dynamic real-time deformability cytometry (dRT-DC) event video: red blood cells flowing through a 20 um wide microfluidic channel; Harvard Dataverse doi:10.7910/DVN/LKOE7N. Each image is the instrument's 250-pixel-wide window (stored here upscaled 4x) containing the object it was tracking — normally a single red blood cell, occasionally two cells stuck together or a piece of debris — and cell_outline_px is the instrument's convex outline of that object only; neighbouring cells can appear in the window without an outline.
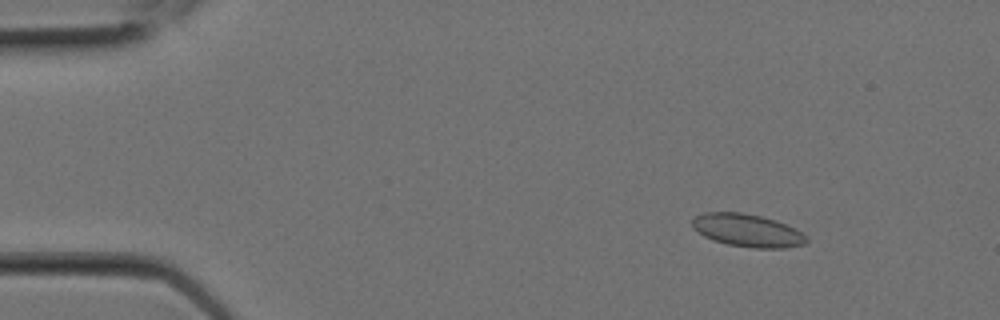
{"species": "Egyptian fruit bat (a non-hibernating species)", "species_latin": "Rousettus aegyptiacus", "temperature_condition": "room temperature", "stored_images_in_passage": 6, "camera_frame_rate_fps": 3000, "um_per_image_px": 0.085, "animal": {"sex": "female"}, "frame": {"image": 1, "passage_image": 1, "time_ms": 0.0, "image_size_px": [1000, 320], "cell_outline_px": [[808, 240], [804, 244], [784, 248], [752, 248], [728, 244], [712, 240], [704, 236], [692, 228], [692, 220], [696, 216], [704, 212], [740, 212], [760, 216], [776, 220], [796, 228], [808, 236]], "centroid_in_image_um": [63.54, 19.59], "position_along_channel_um": 21.5, "area_um2": 21.96}}
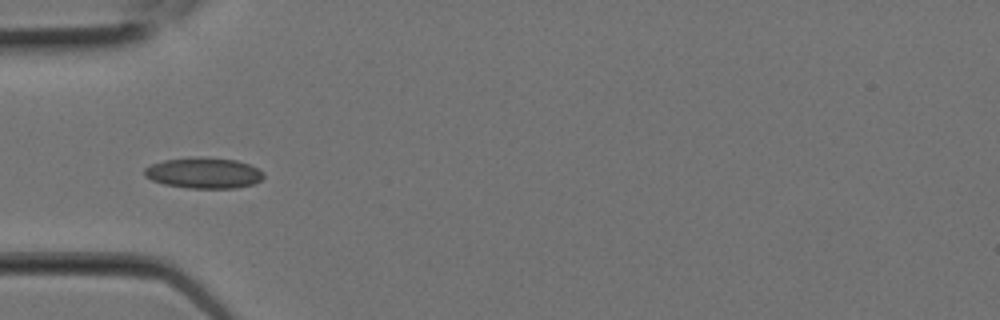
{"frame": {"image": 2, "passage_image": 5, "time_ms": 1.333, "image_size_px": [1000, 320], "cell_outline_px": [[264, 176], [260, 180], [252, 184], [236, 188], [188, 188], [164, 184], [152, 180], [144, 176], [144, 168], [152, 164], [164, 160], [196, 156], [236, 160], [248, 164], [264, 172]], "centroid_in_image_um": [17.3, 14.7], "position_along_channel_um": 67.7, "area_um2": 21.39}}
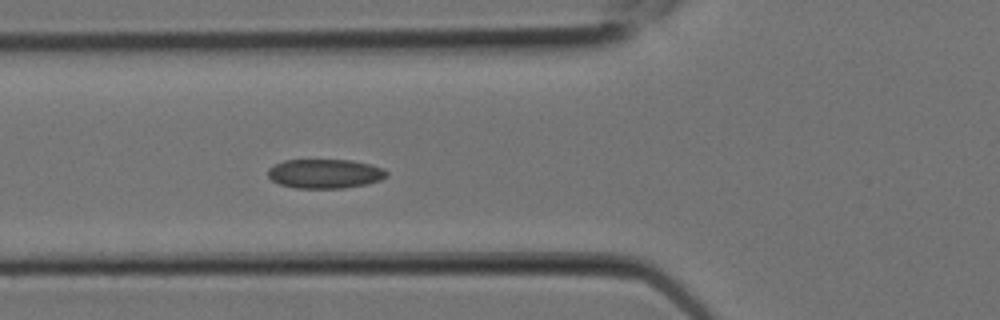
{"frame": {"image": 3, "passage_image": 6, "time_ms": 1.667, "image_size_px": [1000, 320], "cell_outline_px": [[388, 176], [380, 180], [368, 184], [344, 188], [296, 188], [280, 184], [272, 180], [268, 176], [268, 168], [284, 160], [352, 160], [372, 164], [384, 168], [388, 172]], "centroid_in_image_um": [27.66, 14.76], "position_along_channel_um": 98.1, "area_um2": 20.4}}